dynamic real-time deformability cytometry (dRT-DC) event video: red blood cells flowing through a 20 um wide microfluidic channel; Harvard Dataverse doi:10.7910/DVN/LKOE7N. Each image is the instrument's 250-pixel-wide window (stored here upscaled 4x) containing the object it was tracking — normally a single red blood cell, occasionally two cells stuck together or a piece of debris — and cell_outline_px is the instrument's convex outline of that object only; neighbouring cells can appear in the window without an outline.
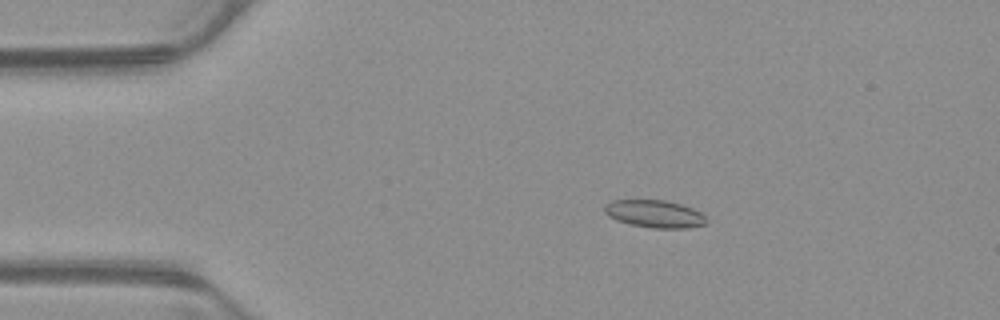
{"species": "common noctule bat (a hibernating species)", "species_latin": "Nyctalus noctula", "temperature_condition": "warm", "stored_images_in_passage": 53, "camera_frame_rate_fps": 3000, "um_per_image_px": 0.085, "animal": {"sex": "male", "body_mass_g": 23.1, "forearm_length_mm": 52.7}, "frame": {"image": 1, "passage_image": 10, "time_ms": 3.0, "image_size_px": [1000, 320], "cell_outline_px": [[708, 220], [704, 224], [688, 228], [652, 228], [628, 224], [616, 220], [608, 216], [604, 212], [604, 204], [612, 200], [664, 200], [680, 204], [692, 208], [700, 212]], "centroid_in_image_um": [55.6, 18.18], "position_along_channel_um": 29.4, "area_um2": 16.42}}
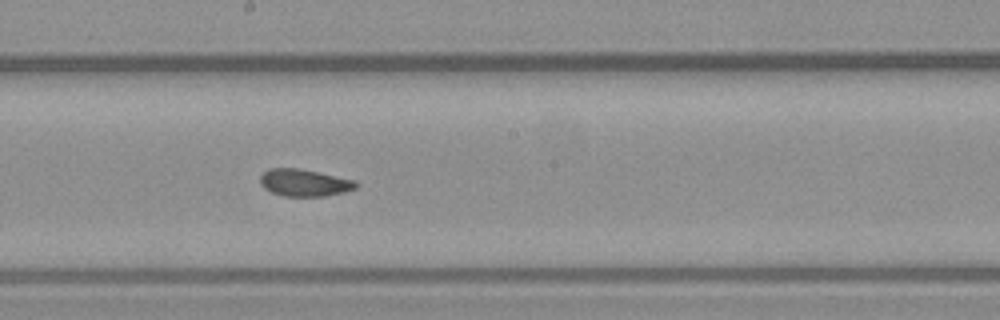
{"frame": {"image": 2, "passage_image": 29, "time_ms": 9.333, "image_size_px": [1000, 320], "cell_outline_px": [[360, 184], [356, 188], [344, 192], [324, 196], [284, 196], [272, 192], [264, 188], [260, 184], [260, 176], [268, 168], [300, 168], [356, 180]], "centroid_in_image_um": [25.89, 15.52], "position_along_channel_um": 222.3, "area_um2": 15.26}}
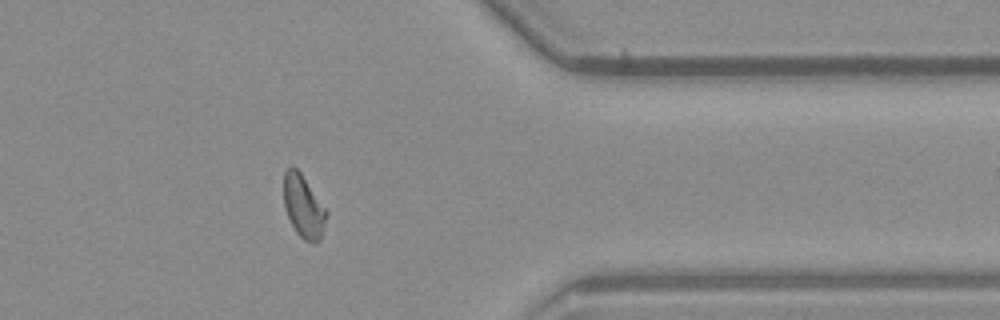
{"frame": {"image": 3, "passage_image": 43, "time_ms": 14.0, "image_size_px": [1000, 320], "cell_outline_px": [[328, 212], [320, 240], [304, 240], [296, 232], [284, 208], [284, 172], [288, 168], [296, 168], [300, 172]], "centroid_in_image_um": [25.78, 17.54], "position_along_channel_um": 385.6, "area_um2": 15.14}, "authors_computed_cell_mechanics": {"area_um2": 15.5482, "velocity_mm_per_s": 3.8778, "shape_relaxation_time_tau1_ms": null, "shape_relaxation_time_tau2_ms": 2.5864, "deformation_change_tau1": null, "deformation_change_tau2": 0.0685}}